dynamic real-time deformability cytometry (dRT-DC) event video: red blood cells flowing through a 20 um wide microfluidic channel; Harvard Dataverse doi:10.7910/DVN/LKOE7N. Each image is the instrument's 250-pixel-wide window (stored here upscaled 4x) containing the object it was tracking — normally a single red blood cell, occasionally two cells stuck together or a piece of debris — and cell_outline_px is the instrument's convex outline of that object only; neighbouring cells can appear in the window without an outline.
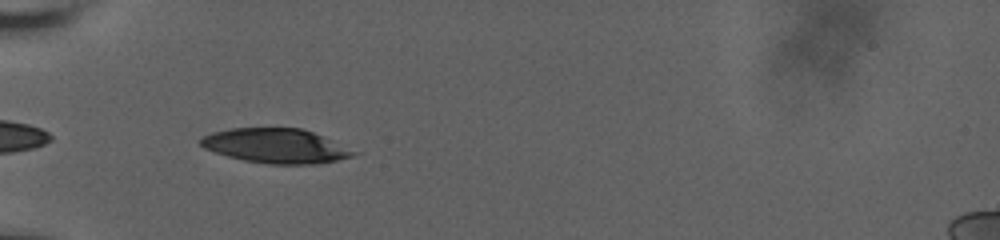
{"species": "human", "species_latin": "Homo sapiens", "temperature_condition": "room temperature", "stored_images_in_passage": 7, "camera_frame_rate_fps": 3000, "um_per_image_px": 0.085, "donor": {"sex": "male"}, "frame": {"image": 1, "passage_image": 1, "time_ms": 0.0, "image_size_px": [1000, 240], "cell_outline_px": [[356, 152], [352, 156], [336, 160], [312, 164], [268, 164], [244, 160], [228, 156], [204, 148], [200, 144], [200, 140], [204, 136], [212, 132], [232, 128], [300, 128], [312, 132]], "centroid_in_image_um": [23.38, 12.4], "position_along_channel_um": 61.6, "area_um2": 30.06}}
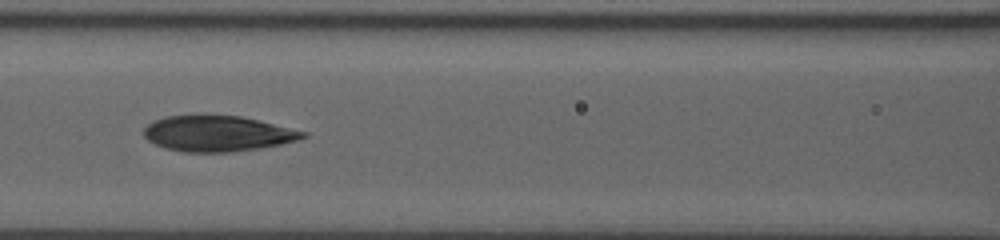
{"frame": {"image": 2, "passage_image": 4, "time_ms": 2.667, "image_size_px": [1000, 240], "cell_outline_px": [[308, 136], [296, 140], [280, 144], [260, 148], [228, 152], [184, 152], [164, 148], [148, 140], [144, 136], [144, 128], [148, 124], [156, 120], [168, 116], [240, 116], [308, 132]], "centroid_in_image_um": [18.5, 11.37], "position_along_channel_um": 148.1, "area_um2": 32.6}}
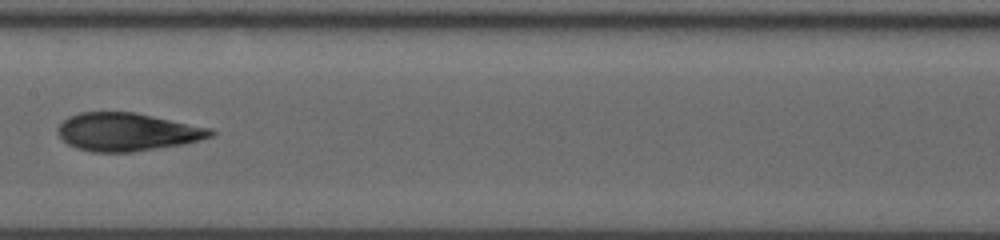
{"frame": {"image": 3, "passage_image": 6, "time_ms": 4.0, "image_size_px": [1000, 240], "cell_outline_px": [[216, 132], [212, 136], [200, 140], [184, 144], [132, 152], [92, 152], [76, 148], [68, 144], [56, 132], [56, 128], [68, 116], [80, 112], [136, 112], [212, 128]], "centroid_in_image_um": [10.82, 11.21], "position_along_channel_um": 196.6, "area_um2": 34.1}}